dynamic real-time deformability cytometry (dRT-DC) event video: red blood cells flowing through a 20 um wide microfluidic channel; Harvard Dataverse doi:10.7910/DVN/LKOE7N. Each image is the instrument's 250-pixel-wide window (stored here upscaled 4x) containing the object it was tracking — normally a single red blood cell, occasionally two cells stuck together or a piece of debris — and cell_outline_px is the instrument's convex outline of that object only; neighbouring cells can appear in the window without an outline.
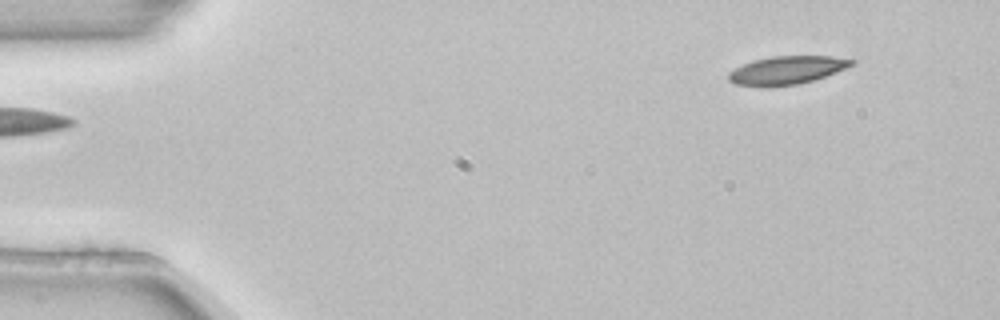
{"species": "common noctule bat (a hibernating species)", "species_latin": "Nyctalus noctula", "temperature_condition": "room temperature", "stored_images_in_passage": 3, "segment_of_instrument_passage": [2, 2], "camera_frame_rate_fps": 3000, "um_per_image_px": 0.085, "animal": {"sex": "female", "body_mass_g": 22.7, "forearm_length_mm": 54.2}, "frame": {"image": 1, "passage_image": 3, "time_ms": 0.667, "image_size_px": [1000, 320], "cell_outline_px": [[856, 64], [836, 72], [800, 84], [768, 88], [760, 88], [736, 84], [728, 80], [728, 72], [744, 64], [756, 60], [772, 56], [832, 56], [856, 60]], "centroid_in_image_um": [66.87, 5.99], "position_along_channel_um": 18.1, "area_um2": 20.46}}